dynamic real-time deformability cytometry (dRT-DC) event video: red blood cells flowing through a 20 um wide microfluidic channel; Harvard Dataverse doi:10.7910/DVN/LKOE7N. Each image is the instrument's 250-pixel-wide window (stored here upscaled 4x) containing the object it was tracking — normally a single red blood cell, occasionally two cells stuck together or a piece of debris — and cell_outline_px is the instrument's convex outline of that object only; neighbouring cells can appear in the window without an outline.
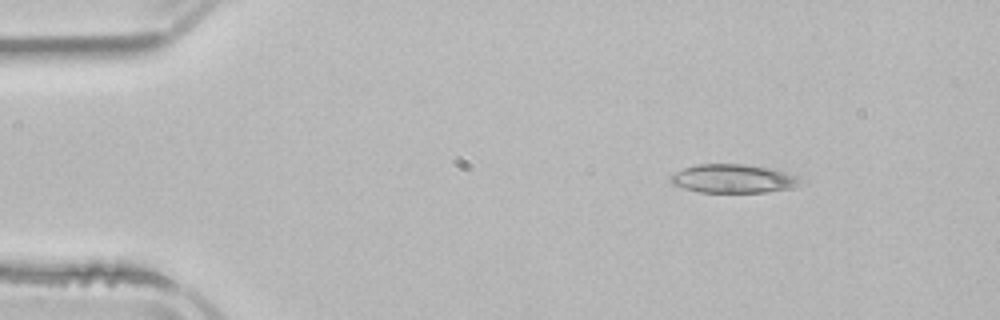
{"species": "common noctule bat (a hibernating species)", "species_latin": "Nyctalus noctula", "temperature_condition": "room temperature", "stored_images_in_passage": 4, "camera_frame_rate_fps": 3000, "um_per_image_px": 0.085, "animal": {"sex": "male", "body_mass_g": 21.5, "forearm_length_mm": 52.0}, "frame": {"image": 1, "passage_image": 2, "time_ms": 1.667, "image_size_px": [1000, 320], "cell_outline_px": [[808, 184], [792, 188], [764, 192], [700, 192], [684, 188], [672, 184], [668, 176], [684, 168], [696, 164], [744, 164], [776, 168], [808, 180]], "centroid_in_image_um": [62.45, 15.18], "position_along_channel_um": 22.5, "area_um2": 22.25}}
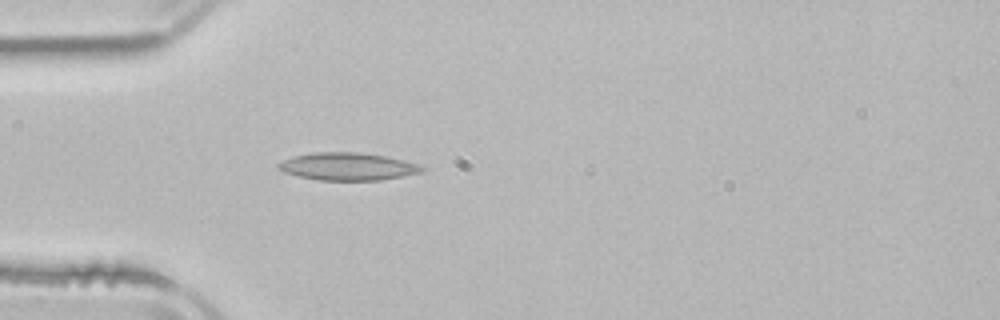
{"frame": {"image": 2, "passage_image": 4, "time_ms": 4.333, "image_size_px": [1000, 320], "cell_outline_px": [[424, 168], [420, 172], [380, 180], [316, 180], [284, 172], [276, 164], [292, 156], [316, 152], [360, 152], [384, 156], [416, 164]], "centroid_in_image_um": [29.49, 14.15], "position_along_channel_um": 55.5, "area_um2": 22.6}}